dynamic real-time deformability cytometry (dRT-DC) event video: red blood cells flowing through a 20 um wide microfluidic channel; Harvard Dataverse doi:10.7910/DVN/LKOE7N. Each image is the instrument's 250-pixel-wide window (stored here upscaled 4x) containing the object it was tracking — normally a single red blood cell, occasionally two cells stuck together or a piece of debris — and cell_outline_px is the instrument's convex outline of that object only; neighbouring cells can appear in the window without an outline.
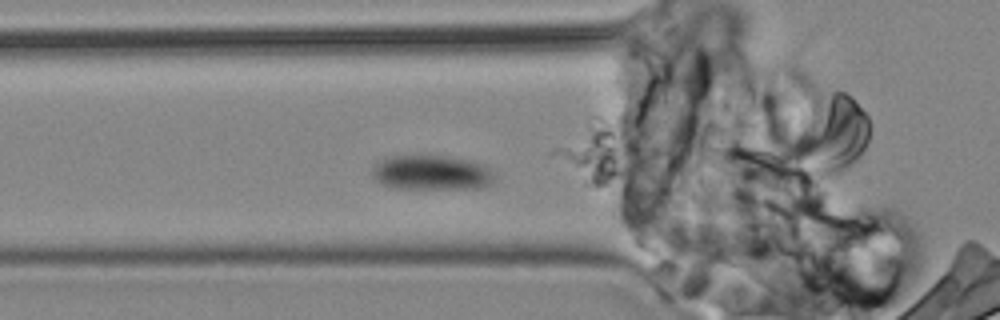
{"species": "common noctule bat (a hibernating species)", "species_latin": "Nyctalus noctula", "temperature_condition": "cold", "stored_images_in_passage": 3, "camera_frame_rate_fps": 3000, "um_per_image_px": 0.085, "animal": {"sex": "male", "body_mass_g": 19.2, "forearm_length_mm": 51.8}, "frame": {"image": 1, "passage_image": 2, "time_ms": 1.0, "image_size_px": [1000, 320], "cell_outline_px": [[492, 184], [480, 188], [396, 188], [384, 184], [376, 180], [372, 176], [372, 168], [380, 160], [388, 156], [448, 156], [472, 160], [492, 168]], "centroid_in_image_um": [36.7, 14.66], "position_along_channel_um": 89.1, "area_um2": 24.68}}